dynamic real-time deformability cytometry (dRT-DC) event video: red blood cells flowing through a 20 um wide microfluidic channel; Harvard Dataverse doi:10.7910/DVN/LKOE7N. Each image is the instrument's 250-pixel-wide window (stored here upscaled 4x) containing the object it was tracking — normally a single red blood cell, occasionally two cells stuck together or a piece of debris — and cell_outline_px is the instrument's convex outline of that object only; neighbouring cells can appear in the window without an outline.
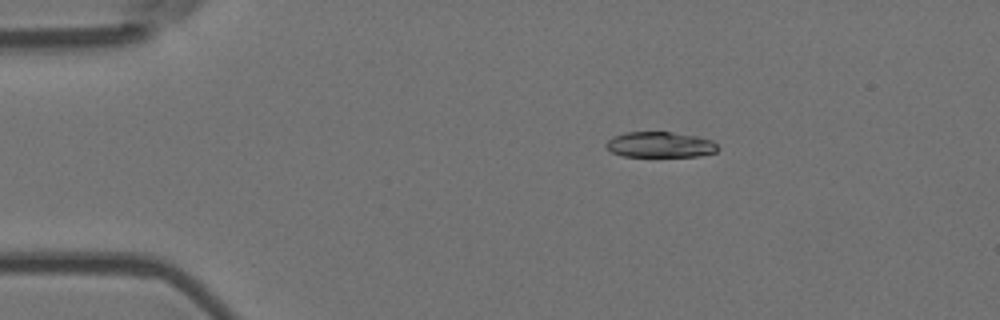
{"species": "Egyptian fruit bat (a non-hibernating species)", "species_latin": "Rousettus aegyptiacus", "temperature_condition": "room temperature", "stored_images_in_passage": 4, "camera_frame_rate_fps": 3000, "um_per_image_px": 0.085, "animal": {"sex": "female"}, "frame": {"image": 1, "passage_image": 1, "time_ms": 0.0, "image_size_px": [1000, 320], "cell_outline_px": [[720, 148], [716, 152], [700, 156], [624, 156], [612, 152], [604, 144], [612, 136], [624, 132], [672, 132], [696, 136], [712, 140]], "centroid_in_image_um": [56.11, 12.29], "position_along_channel_um": 28.9, "area_um2": 16.7}}
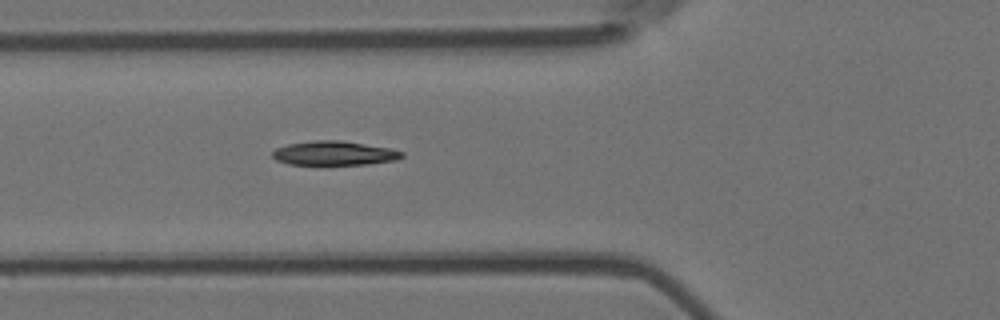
{"frame": {"image": 2, "passage_image": 4, "time_ms": 1.0, "image_size_px": [1000, 320], "cell_outline_px": [[404, 156], [396, 160], [368, 164], [288, 164], [276, 160], [272, 156], [272, 152], [276, 148], [288, 144], [316, 140], [340, 140], [388, 148], [404, 152]], "centroid_in_image_um": [28.4, 13.02], "position_along_channel_um": 97.4, "area_um2": 18.03}}